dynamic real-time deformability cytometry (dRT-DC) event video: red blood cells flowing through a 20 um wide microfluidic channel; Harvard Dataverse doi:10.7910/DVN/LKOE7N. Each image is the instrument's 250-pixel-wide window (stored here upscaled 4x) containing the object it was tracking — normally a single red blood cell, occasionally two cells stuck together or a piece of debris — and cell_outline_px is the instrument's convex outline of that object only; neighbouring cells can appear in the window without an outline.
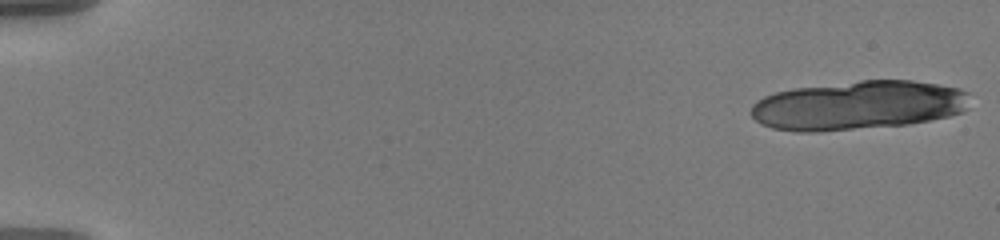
{"species": "human", "species_latin": "Homo sapiens", "temperature_condition": "warm", "stored_images_in_passage": 20, "camera_frame_rate_fps": 3000, "um_per_image_px": 0.085, "donor": {"sex": "male"}, "frame": {"image": 1, "passage_image": 1, "time_ms": 0.0, "image_size_px": [1000, 240], "cell_outline_px": [[968, 108], [964, 112], [948, 116], [908, 124], [816, 132], [796, 132], [772, 128], [760, 124], [748, 112], [752, 104], [756, 100], [764, 96], [776, 92], [792, 88], [860, 80], [912, 80], [960, 88], [968, 92]], "centroid_in_image_um": [72.9, 8.95], "position_along_channel_um": 12.1, "area_um2": 62.94}}